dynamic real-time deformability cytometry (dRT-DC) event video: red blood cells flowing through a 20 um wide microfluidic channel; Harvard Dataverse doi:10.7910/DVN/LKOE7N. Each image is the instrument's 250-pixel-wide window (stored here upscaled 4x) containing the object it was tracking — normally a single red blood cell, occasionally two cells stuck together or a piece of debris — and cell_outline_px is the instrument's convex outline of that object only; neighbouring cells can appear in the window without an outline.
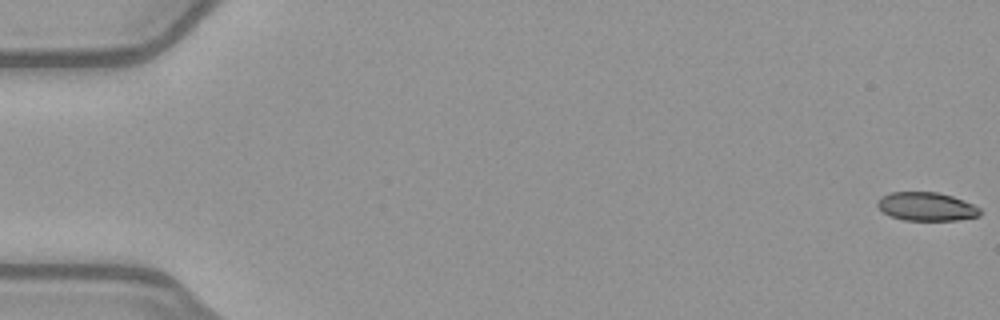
{"species": "common noctule bat (a hibernating species)", "species_latin": "Nyctalus noctula", "temperature_condition": "warm", "stored_images_in_passage": 52, "camera_frame_rate_fps": 3000, "um_per_image_px": 0.085, "animal": {"sex": "female", "body_mass_g": 21.9}, "frame": {"image": 1, "passage_image": 1, "time_ms": 0.0, "image_size_px": [1000, 320], "cell_outline_px": [[980, 216], [956, 220], [904, 220], [892, 216], [884, 212], [876, 204], [880, 196], [892, 192], [936, 192], [952, 196], [964, 200], [980, 208]], "centroid_in_image_um": [78.75, 17.55], "position_along_channel_um": 6.2, "area_um2": 16.94}}
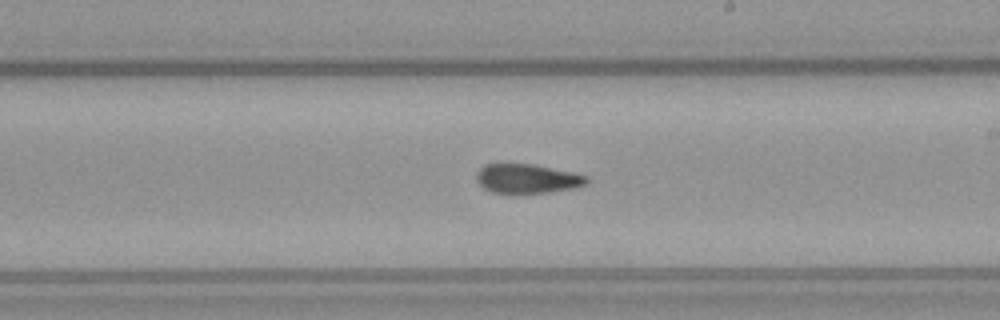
{"frame": {"image": 2, "passage_image": 31, "time_ms": 10.0, "image_size_px": [1000, 320], "cell_outline_px": [[588, 184], [576, 188], [548, 192], [516, 196], [512, 196], [492, 192], [484, 188], [476, 180], [476, 172], [484, 164], [532, 164], [572, 172], [588, 176]], "centroid_in_image_um": [44.79, 15.23], "position_along_channel_um": 244.2, "area_um2": 19.48}}
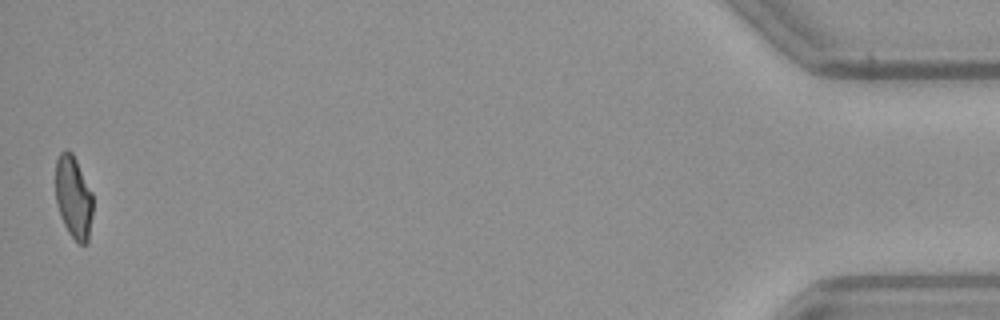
{"frame": {"image": 3, "passage_image": 52, "time_ms": 17.0, "image_size_px": [1000, 320], "cell_outline_px": [[92, 216], [88, 244], [80, 244], [68, 232], [60, 216], [56, 204], [56, 160], [60, 152], [64, 148], [68, 148], [72, 152], [92, 192]], "centroid_in_image_um": [6.24, 16.75], "position_along_channel_um": 429.0, "area_um2": 18.09}, "authors_computed_cell_mechanics": {"area_um2": 19.1318, "velocity_mm_per_s": 4.0203, "shape_relaxation_time_tau1_ms": 10.3673, "shape_relaxation_time_tau2_ms": 2.3717, "deformation_change_tau1": 0.2696, "deformation_change_tau2": 0.0992}}